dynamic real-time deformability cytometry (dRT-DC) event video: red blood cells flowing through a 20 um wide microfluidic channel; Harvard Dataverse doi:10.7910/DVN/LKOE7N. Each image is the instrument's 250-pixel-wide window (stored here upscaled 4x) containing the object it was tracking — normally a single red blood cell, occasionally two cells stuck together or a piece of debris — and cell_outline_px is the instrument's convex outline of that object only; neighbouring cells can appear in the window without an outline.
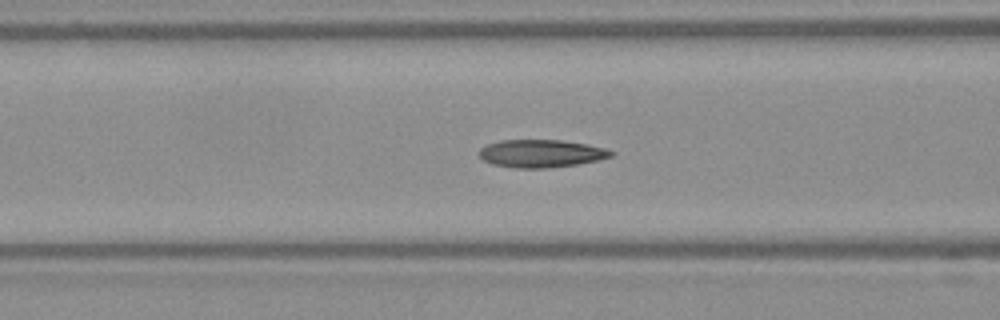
{"species": "Egyptian fruit bat (a non-hibernating species)", "species_latin": "Rousettus aegyptiacus", "temperature_condition": "warm", "stored_images_in_passage": 37, "camera_frame_rate_fps": 3000, "um_per_image_px": 0.085, "frame": {"image": 1, "passage_image": 5, "time_ms": 1.333, "image_size_px": [1000, 320], "cell_outline_px": [[616, 152], [612, 156], [580, 164], [548, 168], [516, 168], [492, 164], [484, 160], [480, 156], [480, 148], [488, 144], [500, 140], [560, 140], [588, 144], [604, 148]], "centroid_in_image_um": [46.01, 13.05], "position_along_channel_um": 120.6, "area_um2": 21.33}}
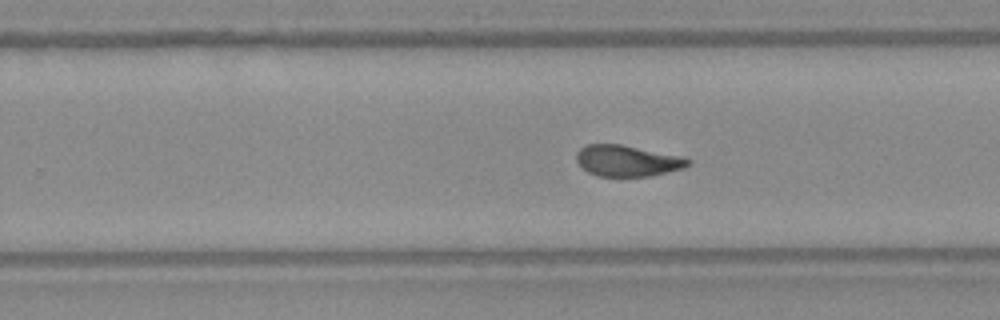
{"frame": {"image": 2, "passage_image": 17, "time_ms": 5.333, "image_size_px": [1000, 320], "cell_outline_px": [[692, 164], [684, 168], [652, 176], [596, 176], [588, 172], [576, 160], [576, 152], [580, 148], [588, 144], [620, 144], [688, 156], [692, 160]], "centroid_in_image_um": [53.41, 13.66], "position_along_channel_um": 276.4, "area_um2": 20.69}}
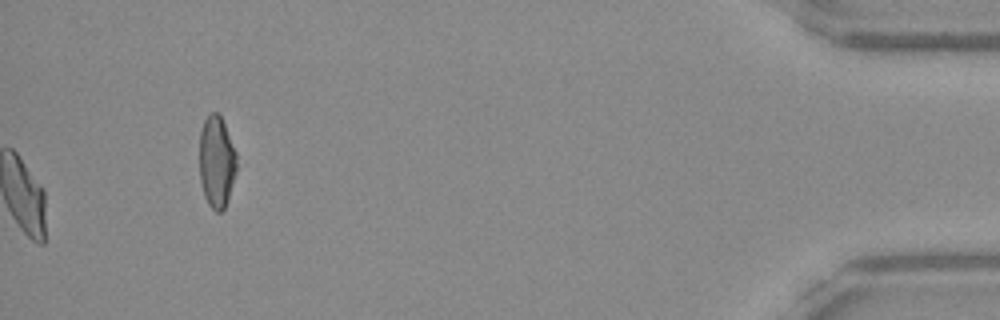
{"frame": {"image": 3, "passage_image": 37, "time_ms": 12.0, "image_size_px": [1000, 320], "cell_outline_px": [[236, 172], [224, 208], [220, 212], [216, 212], [208, 204], [204, 196], [200, 180], [200, 132], [204, 120], [208, 112], [216, 112], [220, 116], [224, 124], [236, 152]], "centroid_in_image_um": [18.39, 13.74], "position_along_channel_um": 416.8, "area_um2": 19.71}, "authors_computed_cell_mechanics": {"area_um2": 20.9814, "velocity_mm_per_s": 3.8999, "shape_relaxation_time_tau1_ms": 4.1987, "shape_relaxation_time_tau2_ms": 0.948, "deformation_change_tau1": 0.1977, "deformation_change_tau2": 0.0821}}